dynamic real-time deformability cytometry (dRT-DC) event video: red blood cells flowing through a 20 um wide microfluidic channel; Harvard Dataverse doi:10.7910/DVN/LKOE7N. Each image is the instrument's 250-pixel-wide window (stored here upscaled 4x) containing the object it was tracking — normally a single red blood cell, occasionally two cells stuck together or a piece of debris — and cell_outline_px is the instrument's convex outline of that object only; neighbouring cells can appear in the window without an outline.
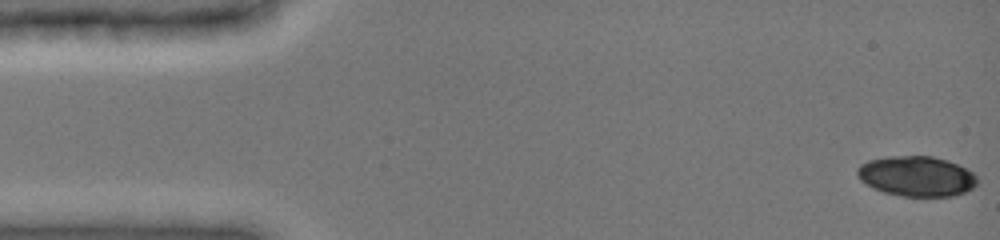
{"species": "common noctule bat (a hibernating species)", "species_latin": "Nyctalus noctula", "temperature_condition": "cold", "stored_images_in_passage": 27, "camera_frame_rate_fps": 3000, "um_per_image_px": 0.085, "animal": {"sex": "female", "body_mass_g": 19.0, "forearm_length_mm": 51.5}, "frame": {"image": 1, "passage_image": 1, "time_ms": 0.0, "image_size_px": [1000, 240], "cell_outline_px": [[976, 184], [972, 188], [964, 192], [952, 196], [904, 196], [884, 192], [860, 180], [856, 172], [860, 164], [868, 160], [888, 156], [932, 156], [948, 160], [972, 172], [976, 176]], "centroid_in_image_um": [77.9, 14.96], "position_along_channel_um": 7.1, "area_um2": 27.8}}
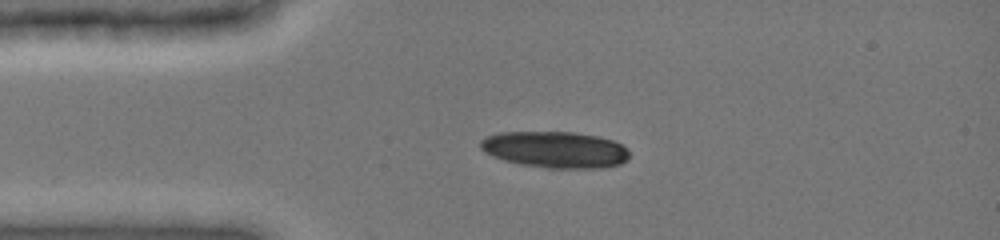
{"frame": {"image": 2, "passage_image": 11, "time_ms": 3.333, "image_size_px": [1000, 240], "cell_outline_px": [[628, 156], [620, 164], [600, 168], [548, 168], [520, 164], [504, 160], [484, 152], [480, 148], [480, 140], [488, 136], [500, 132], [572, 132], [596, 136], [612, 140], [628, 148]], "centroid_in_image_um": [47.17, 12.72], "position_along_channel_um": 37.8, "area_um2": 31.44}}